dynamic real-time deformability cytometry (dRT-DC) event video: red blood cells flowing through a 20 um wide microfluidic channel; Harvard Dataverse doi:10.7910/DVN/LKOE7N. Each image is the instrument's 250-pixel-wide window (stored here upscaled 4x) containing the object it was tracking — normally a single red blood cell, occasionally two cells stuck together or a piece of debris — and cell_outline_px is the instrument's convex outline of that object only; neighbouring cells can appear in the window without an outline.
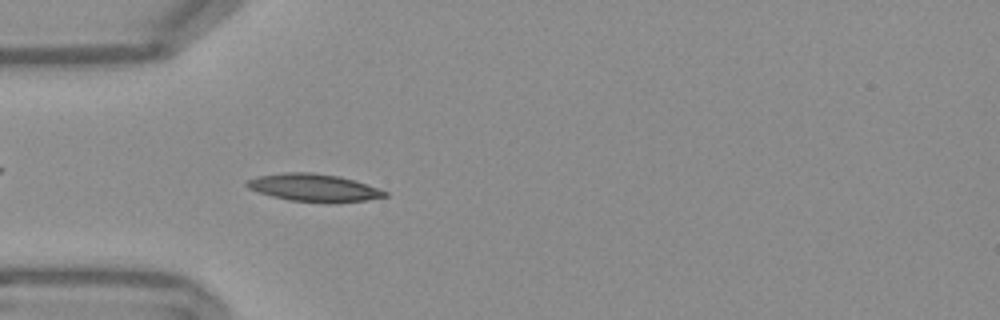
{"species": "Egyptian fruit bat (a non-hibernating species)", "species_latin": "Rousettus aegyptiacus", "temperature_condition": "warm", "stored_images_in_passage": 52, "camera_frame_rate_fps": 3000, "um_per_image_px": 0.085, "frame": {"image": 1, "passage_image": 15, "time_ms": 4.667, "image_size_px": [1000, 320], "cell_outline_px": [[388, 196], [368, 200], [332, 204], [292, 200], [272, 196], [248, 188], [244, 184], [248, 180], [256, 176], [284, 172], [312, 172], [340, 176], [388, 192]], "centroid_in_image_um": [26.68, 15.96], "position_along_channel_um": 58.3, "area_um2": 22.25}}
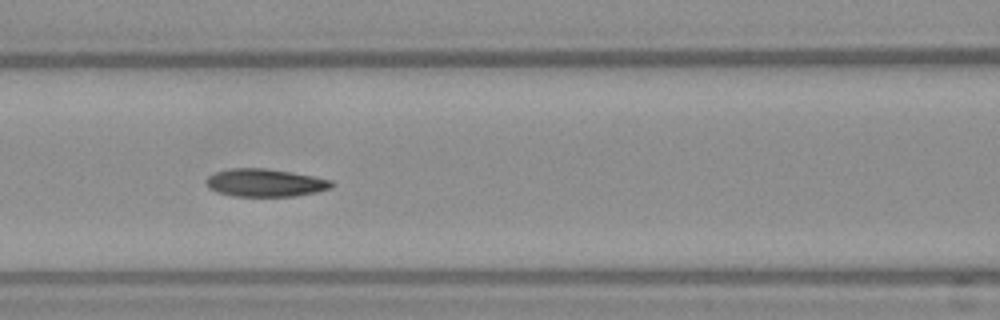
{"frame": {"image": 2, "passage_image": 22, "time_ms": 7.0, "image_size_px": [1000, 320], "cell_outline_px": [[336, 184], [332, 188], [316, 192], [296, 196], [236, 196], [216, 192], [208, 188], [204, 180], [208, 176], [216, 172], [232, 168], [264, 168], [292, 172], [332, 180]], "centroid_in_image_um": [22.54, 15.53], "position_along_channel_um": 144.1, "area_um2": 20.46}}
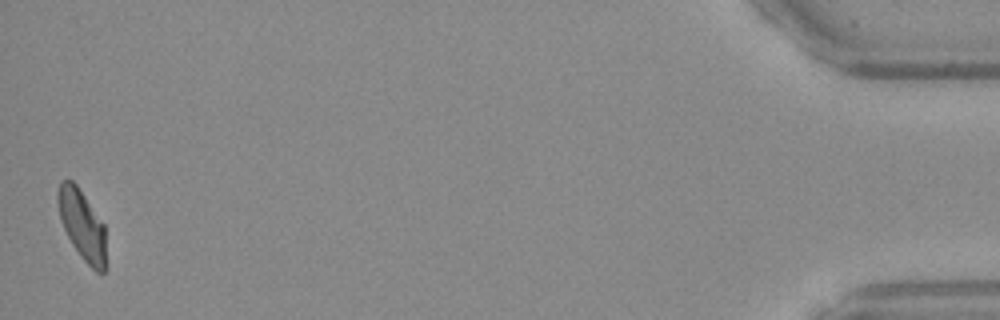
{"frame": {"image": 3, "passage_image": 52, "time_ms": 17.0, "image_size_px": [1000, 320], "cell_outline_px": [[108, 264], [104, 272], [96, 272], [80, 256], [72, 244], [60, 220], [56, 200], [56, 192], [60, 180], [72, 180], [76, 184], [104, 224]], "centroid_in_image_um": [6.99, 19.14], "position_along_channel_um": 428.2, "area_um2": 20.06}, "authors_computed_cell_mechanics": {"area_um2": 20.2589, "velocity_mm_per_s": 3.7846, "shape_relaxation_time_tau1_ms": 10.6865, "shape_relaxation_time_tau2_ms": 2.9448, "deformation_change_tau1": 0.2334, "deformation_change_tau2": 0.085}}